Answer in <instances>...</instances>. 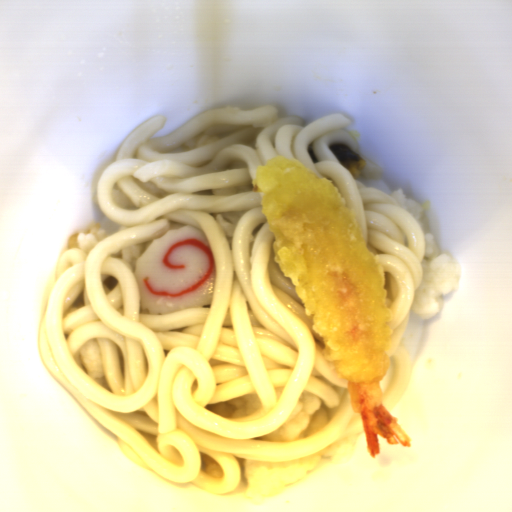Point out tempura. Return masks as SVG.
<instances>
[{"instance_id": "obj_1", "label": "tempura", "mask_w": 512, "mask_h": 512, "mask_svg": "<svg viewBox=\"0 0 512 512\" xmlns=\"http://www.w3.org/2000/svg\"><path fill=\"white\" fill-rule=\"evenodd\" d=\"M269 232L274 261L290 279L312 331L322 338L328 364L348 380L370 457L380 439L411 442L383 403L380 381L392 368L393 310L375 254L368 250L354 208L331 178L296 158L275 155L252 179ZM394 436L397 438V441Z\"/></svg>"}]
</instances>
